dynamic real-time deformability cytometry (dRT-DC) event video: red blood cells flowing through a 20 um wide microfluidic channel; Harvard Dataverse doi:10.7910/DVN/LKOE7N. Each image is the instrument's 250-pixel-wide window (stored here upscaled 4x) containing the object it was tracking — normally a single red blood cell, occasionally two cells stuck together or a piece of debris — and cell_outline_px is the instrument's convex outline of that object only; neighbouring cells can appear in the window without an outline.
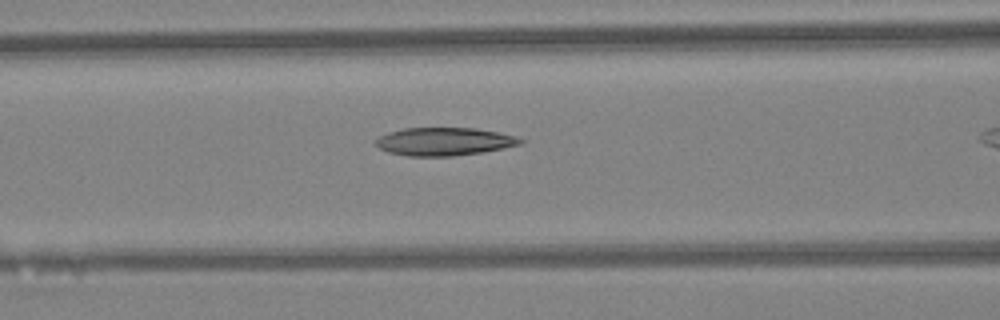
{"species": "Egyptian fruit bat (a non-hibernating species)", "species_latin": "Rousettus aegyptiacus", "temperature_condition": "warm", "stored_images_in_passage": 26, "camera_frame_rate_fps": 3000, "um_per_image_px": 0.085, "animal": {"sex": "female"}, "frame": {"image": 1, "passage_image": 8, "time_ms": 2.333, "image_size_px": [1000, 320], "cell_outline_px": [[524, 144], [484, 152], [452, 156], [408, 156], [388, 152], [380, 148], [372, 140], [388, 132], [404, 128], [476, 128], [500, 132], [524, 140]], "centroid_in_image_um": [37.75, 12.03], "position_along_channel_um": 128.8, "area_um2": 23.76}}
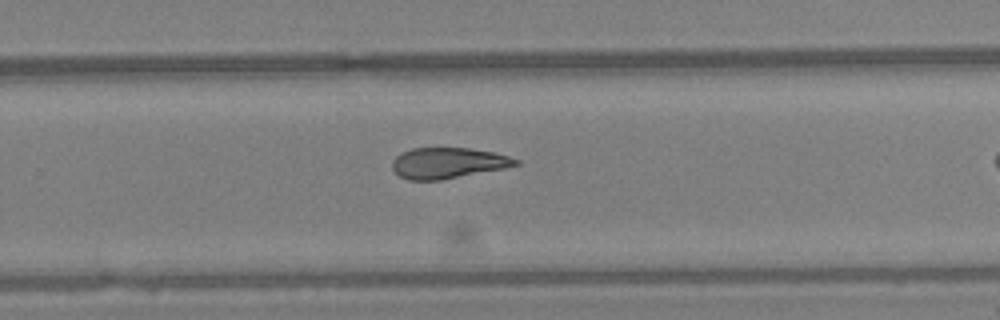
{"frame": {"image": 2, "passage_image": 19, "time_ms": 6.0, "image_size_px": [1000, 320], "cell_outline_px": [[520, 164], [504, 168], [440, 180], [408, 180], [400, 176], [392, 168], [392, 160], [396, 156], [412, 148], [468, 148], [492, 152], [508, 156], [520, 160]], "centroid_in_image_um": [38.07, 13.85], "position_along_channel_um": 291.7, "area_um2": 21.96}}
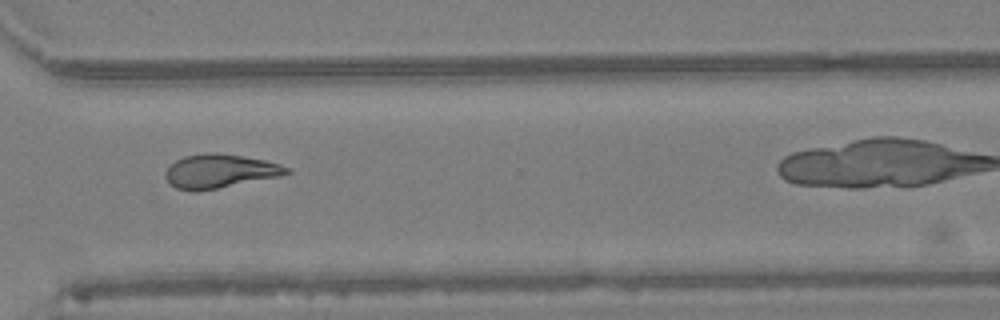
{"frame": {"image": 3, "passage_image": 23, "time_ms": 7.333, "image_size_px": [1000, 320], "cell_outline_px": [[292, 172], [280, 176], [196, 192], [192, 192], [176, 188], [164, 176], [164, 172], [176, 160], [184, 156], [204, 152], [240, 156], [264, 160], [280, 164], [292, 168]], "centroid_in_image_um": [18.68, 14.55], "position_along_channel_um": 351.9, "area_um2": 23.7}}